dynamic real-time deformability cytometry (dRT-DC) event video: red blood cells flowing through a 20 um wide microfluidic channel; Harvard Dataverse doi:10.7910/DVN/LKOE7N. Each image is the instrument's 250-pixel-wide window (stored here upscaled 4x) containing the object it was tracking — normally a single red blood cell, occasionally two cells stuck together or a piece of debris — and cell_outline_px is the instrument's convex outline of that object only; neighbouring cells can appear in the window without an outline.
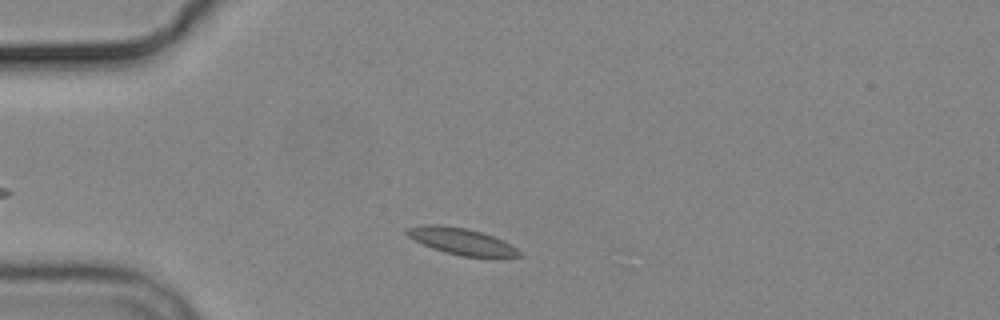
{"species": "common noctule bat (a hibernating species)", "species_latin": "Nyctalus noctula", "temperature_condition": "cold", "stored_images_in_passage": 2, "camera_frame_rate_fps": 3000, "um_per_image_px": 0.085, "animal": {"sex": "male", "body_mass_g": 19.2, "forearm_length_mm": 51.8}, "frame": {"image": 1, "passage_image": 1, "time_ms": 0.0, "image_size_px": [1000, 320], "cell_outline_px": [[524, 256], [500, 260], [460, 256], [444, 252], [432, 248], [408, 236], [404, 232], [408, 228], [428, 224], [432, 224], [464, 228], [480, 232], [492, 236], [516, 248]], "centroid_in_image_um": [39.33, 20.58], "position_along_channel_um": 45.7, "area_um2": 17.63}}